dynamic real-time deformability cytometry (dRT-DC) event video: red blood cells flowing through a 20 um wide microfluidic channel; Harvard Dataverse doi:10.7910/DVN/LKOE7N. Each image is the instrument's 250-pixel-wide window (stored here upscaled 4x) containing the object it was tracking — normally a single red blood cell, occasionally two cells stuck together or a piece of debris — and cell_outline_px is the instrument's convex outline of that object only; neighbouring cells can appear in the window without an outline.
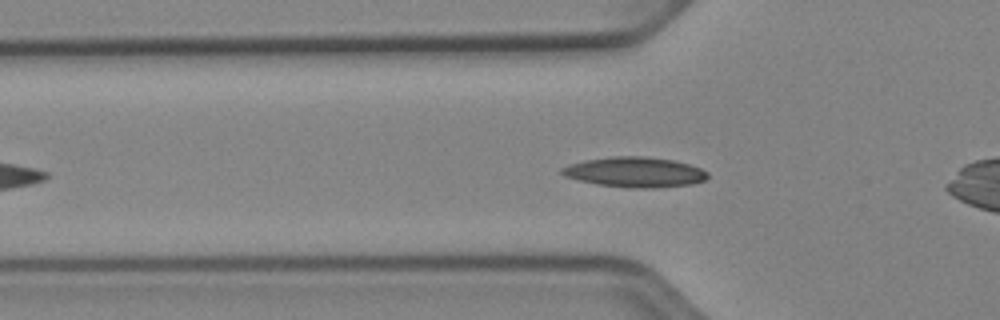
{"species": "Egyptian fruit bat (a non-hibernating species)", "species_latin": "Rousettus aegyptiacus", "temperature_condition": "cold", "stored_images_in_passage": 29, "camera_frame_rate_fps": 3000, "um_per_image_px": 0.085, "animal": {"sex": "female"}, "frame": {"image": 1, "passage_image": 5, "time_ms": 1.333, "image_size_px": [1000, 320], "cell_outline_px": [[708, 176], [704, 180], [692, 184], [656, 188], [628, 188], [596, 184], [564, 176], [560, 172], [560, 168], [584, 160], [612, 156], [644, 156], [672, 160], [688, 164], [700, 168], [708, 172]], "centroid_in_image_um": [53.96, 14.63], "position_along_channel_um": 71.8, "area_um2": 25.61}}
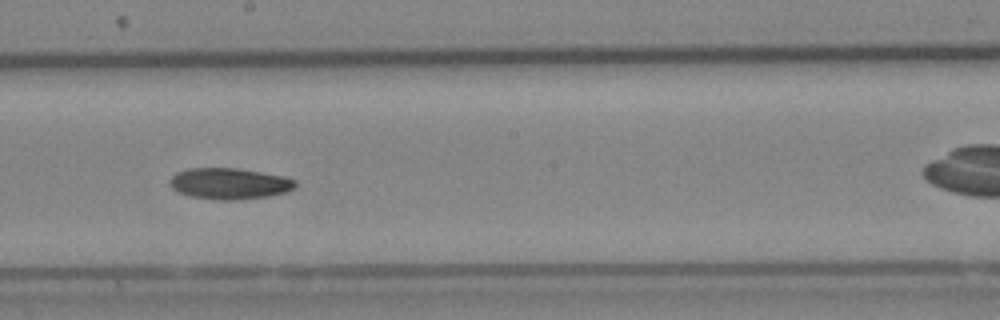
{"frame": {"image": 2, "passage_image": 17, "time_ms": 5.333, "image_size_px": [1000, 320], "cell_outline_px": [[296, 188], [288, 192], [268, 196], [232, 200], [216, 200], [188, 196], [172, 188], [168, 184], [168, 180], [176, 172], [188, 168], [236, 168], [284, 176], [296, 180]], "centroid_in_image_um": [19.49, 15.6], "position_along_channel_um": 228.7, "area_um2": 23.0}}
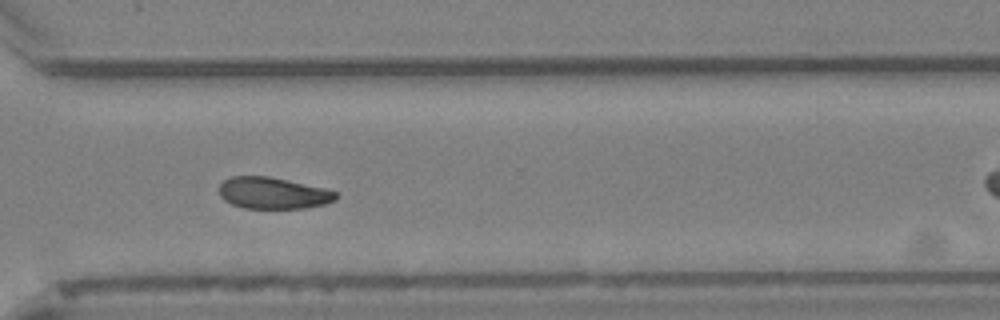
{"frame": {"image": 3, "passage_image": 26, "time_ms": 8.333, "image_size_px": [1000, 320], "cell_outline_px": [[336, 200], [324, 204], [304, 208], [244, 208], [232, 204], [224, 200], [220, 196], [220, 184], [224, 180], [232, 176], [268, 176], [324, 188], [336, 192]], "centroid_in_image_um": [23.18, 16.41], "position_along_channel_um": 347.4, "area_um2": 21.27}, "authors_computed_cell_mechanics": {"area_um2": 23.12, "velocity_mm_per_s": 3.9304, "shape_relaxation_time_tau1_ms": 9.3844, "shape_relaxation_time_tau2_ms": null, "deformation_change_tau1": 0.1522, "deformation_change_tau2": null}}